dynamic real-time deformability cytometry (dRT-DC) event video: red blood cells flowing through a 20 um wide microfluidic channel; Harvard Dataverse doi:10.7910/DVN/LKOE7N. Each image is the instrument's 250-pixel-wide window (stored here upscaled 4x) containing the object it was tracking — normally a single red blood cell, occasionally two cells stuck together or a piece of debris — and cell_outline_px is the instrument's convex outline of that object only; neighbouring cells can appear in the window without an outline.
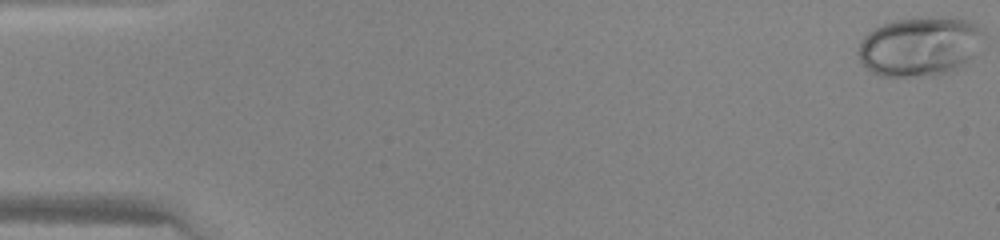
{"species": "human", "species_latin": "Homo sapiens", "temperature_condition": "warm", "stored_images_in_passage": 47, "camera_frame_rate_fps": 3000, "um_per_image_px": 0.085, "donor": {"sex": "female"}, "frame": {"image": 1, "passage_image": 1, "time_ms": 0.0, "image_size_px": [1000, 240], "cell_outline_px": [[984, 32], [972, 56], [968, 60], [956, 68], [948, 72], [932, 76], [880, 76], [872, 72], [860, 60], [856, 52], [860, 40], [868, 32], [880, 24], [896, 20], [968, 20], [984, 28]], "centroid_in_image_um": [78.1, 3.98], "position_along_channel_um": 6.9, "area_um2": 42.25}}
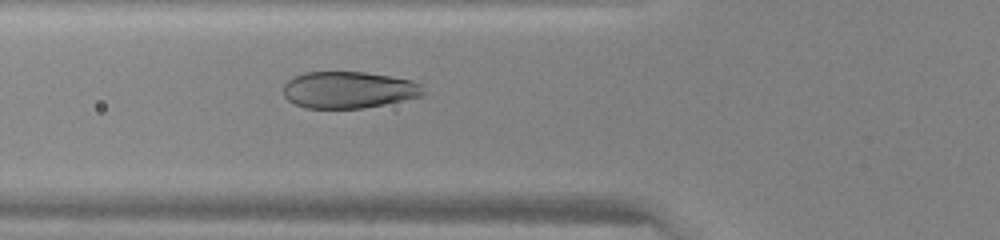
{"frame": {"image": 2, "passage_image": 18, "time_ms": 5.667, "image_size_px": [1000, 240], "cell_outline_px": [[424, 92], [420, 96], [384, 104], [364, 108], [304, 108], [288, 100], [284, 96], [284, 84], [288, 80], [304, 72], [364, 72], [412, 80], [420, 84]], "centroid_in_image_um": [29.6, 7.64], "position_along_channel_um": 96.2, "area_um2": 29.71}}
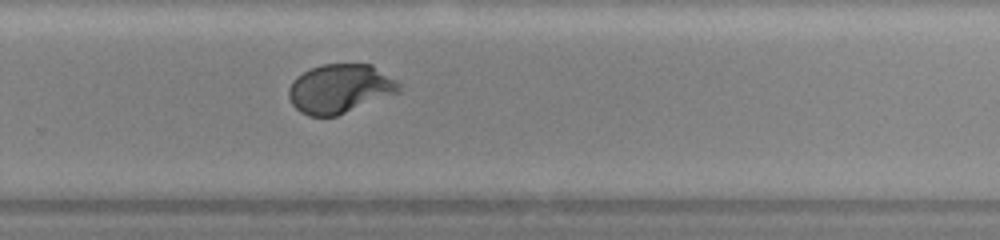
{"frame": {"image": 3, "passage_image": 32, "time_ms": 10.333, "image_size_px": [1000, 240], "cell_outline_px": [[400, 92], [336, 116], [308, 116], [300, 112], [292, 104], [288, 96], [288, 88], [292, 80], [296, 76], [312, 68], [324, 64], [372, 64], [396, 80], [400, 84]], "centroid_in_image_um": [28.88, 7.54], "position_along_channel_um": 300.9, "area_um2": 31.5}}